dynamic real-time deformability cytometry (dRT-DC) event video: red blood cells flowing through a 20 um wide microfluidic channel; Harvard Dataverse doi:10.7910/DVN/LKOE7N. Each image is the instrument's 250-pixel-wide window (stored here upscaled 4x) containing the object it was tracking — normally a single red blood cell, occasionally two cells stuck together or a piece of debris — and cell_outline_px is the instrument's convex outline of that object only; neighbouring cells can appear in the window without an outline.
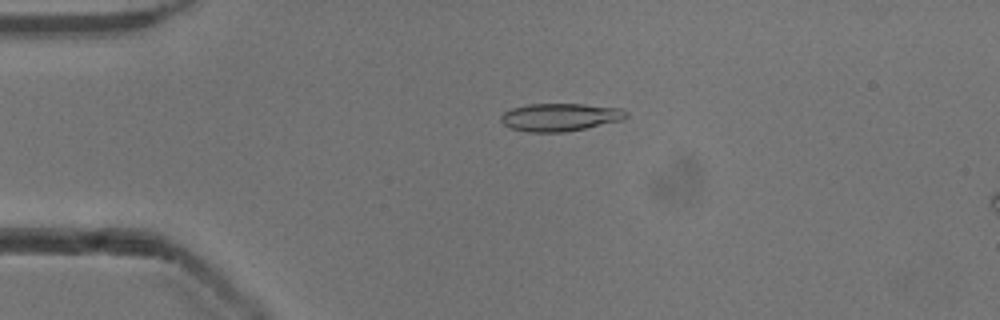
{"species": "common noctule bat (a hibernating species)", "species_latin": "Nyctalus noctula", "temperature_condition": "cold", "stored_images_in_passage": 42, "camera_frame_rate_fps": 3000, "um_per_image_px": 0.085, "animal": {"sex": "male", "body_mass_g": 13.3}, "frame": {"image": 1, "passage_image": 2, "time_ms": 0.333, "image_size_px": [1000, 320], "cell_outline_px": [[628, 116], [624, 120], [564, 132], [528, 132], [512, 128], [504, 124], [500, 120], [500, 116], [504, 112], [512, 108], [528, 104], [584, 104], [620, 108], [628, 112]], "centroid_in_image_um": [47.62, 9.95], "position_along_channel_um": 37.4, "area_um2": 20.29}}
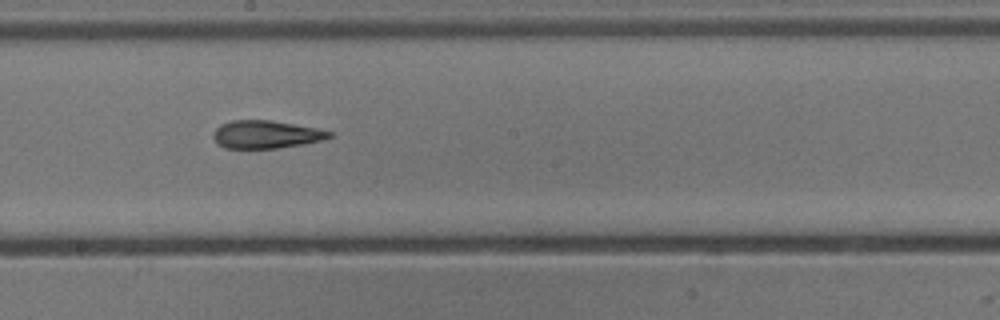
{"frame": {"image": 2, "passage_image": 19, "time_ms": 6.0, "image_size_px": [1000, 320], "cell_outline_px": [[332, 136], [320, 140], [304, 144], [276, 148], [224, 148], [216, 144], [212, 136], [212, 132], [220, 124], [232, 120], [272, 120], [316, 128], [332, 132]], "centroid_in_image_um": [22.54, 11.42], "position_along_channel_um": 225.7, "area_um2": 18.9}}
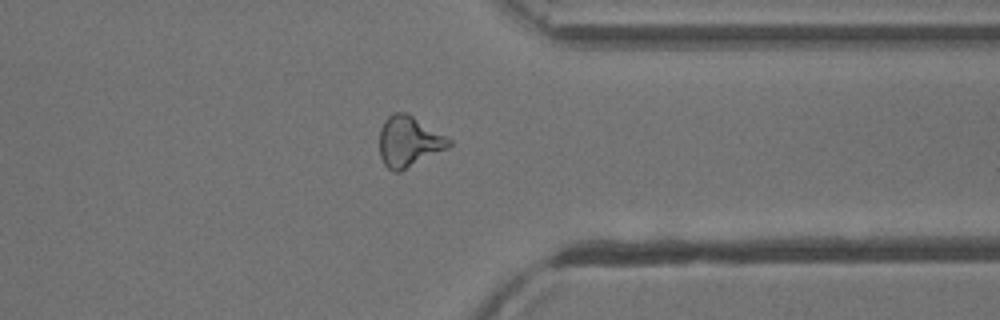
{"frame": {"image": 3, "passage_image": 31, "time_ms": 10.0, "image_size_px": [1000, 320], "cell_outline_px": [[452, 144], [448, 148], [400, 172], [392, 172], [384, 164], [380, 156], [380, 128], [384, 120], [388, 116], [396, 112], [408, 112], [452, 140]], "centroid_in_image_um": [34.75, 12.03], "position_along_channel_um": 376.7, "area_um2": 20.63}, "authors_computed_cell_mechanics": {"area_um2": 19.6231, "velocity_mm_per_s": 3.9077, "shape_relaxation_time_tau1_ms": null, "shape_relaxation_time_tau2_ms": 5.112, "deformation_change_tau1": null, "deformation_change_tau2": 0.1465}}